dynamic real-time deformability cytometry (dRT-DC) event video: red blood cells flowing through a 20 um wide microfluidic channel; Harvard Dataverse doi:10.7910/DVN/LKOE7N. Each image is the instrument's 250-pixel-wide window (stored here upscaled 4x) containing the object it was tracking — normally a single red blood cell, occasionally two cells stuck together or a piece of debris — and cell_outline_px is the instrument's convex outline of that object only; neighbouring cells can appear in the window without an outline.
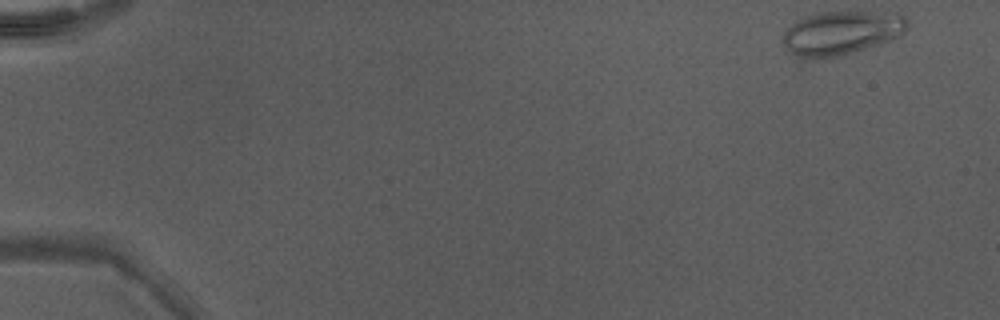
{"species": "Egyptian fruit bat (a non-hibernating species)", "species_latin": "Rousettus aegyptiacus", "temperature_condition": "warm", "stored_images_in_passage": 46, "camera_frame_rate_fps": 3000, "um_per_image_px": 0.085, "animal": {"sex": "male"}, "frame": {"image": 1, "passage_image": 1, "time_ms": 0.0, "image_size_px": [1000, 320], "cell_outline_px": [[908, 24], [904, 32], [888, 40], [840, 56], [812, 60], [796, 56], [784, 48], [780, 40], [784, 32], [796, 20], [804, 16], [816, 12], [900, 12], [908, 20]], "centroid_in_image_um": [71.45, 2.79], "position_along_channel_um": 13.5, "area_um2": 32.08}}
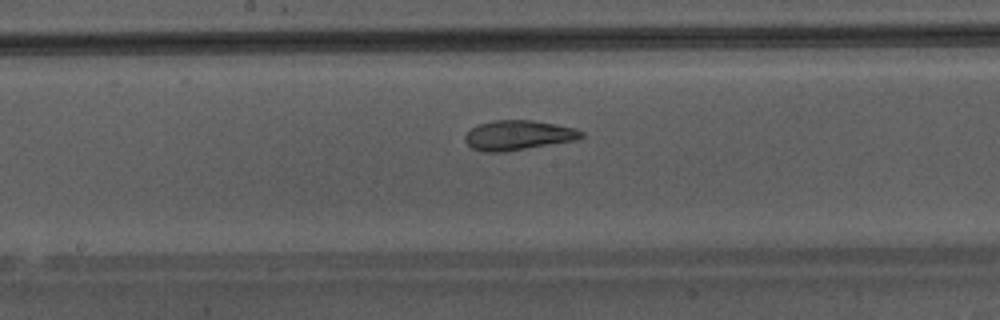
{"frame": {"image": 2, "passage_image": 25, "time_ms": 8.0, "image_size_px": [1000, 320], "cell_outline_px": [[584, 136], [576, 140], [500, 152], [484, 152], [472, 148], [464, 140], [464, 136], [476, 124], [492, 120], [532, 120], [576, 128], [584, 132]], "centroid_in_image_um": [44.03, 11.48], "position_along_channel_um": 204.2, "area_um2": 20.06}}
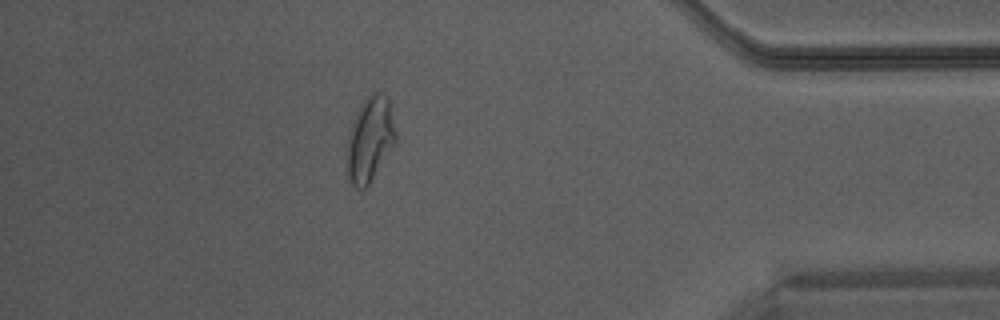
{"frame": {"image": 3, "passage_image": 41, "time_ms": 13.333, "image_size_px": [1000, 320], "cell_outline_px": [[396, 140], [368, 184], [364, 188], [356, 188], [352, 184], [348, 176], [348, 132], [352, 120], [360, 104], [368, 96], [376, 92], [380, 92], [388, 100], [396, 136]], "centroid_in_image_um": [31.41, 11.81], "position_along_channel_um": 403.8, "area_um2": 23.24}}